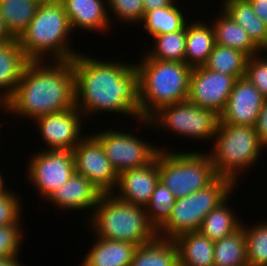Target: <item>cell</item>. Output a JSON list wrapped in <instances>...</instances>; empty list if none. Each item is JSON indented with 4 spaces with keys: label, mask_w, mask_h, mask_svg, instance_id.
<instances>
[{
    "label": "cell",
    "mask_w": 267,
    "mask_h": 266,
    "mask_svg": "<svg viewBox=\"0 0 267 266\" xmlns=\"http://www.w3.org/2000/svg\"><path fill=\"white\" fill-rule=\"evenodd\" d=\"M107 12L110 23L112 21L111 24L115 18L117 20L115 23L118 24L120 21L119 23L129 24V26L130 24L139 25L145 14L143 0H107Z\"/></svg>",
    "instance_id": "34"
},
{
    "label": "cell",
    "mask_w": 267,
    "mask_h": 266,
    "mask_svg": "<svg viewBox=\"0 0 267 266\" xmlns=\"http://www.w3.org/2000/svg\"><path fill=\"white\" fill-rule=\"evenodd\" d=\"M134 65L139 74L140 116L149 120L161 108L188 100L192 67L151 59L145 52Z\"/></svg>",
    "instance_id": "4"
},
{
    "label": "cell",
    "mask_w": 267,
    "mask_h": 266,
    "mask_svg": "<svg viewBox=\"0 0 267 266\" xmlns=\"http://www.w3.org/2000/svg\"><path fill=\"white\" fill-rule=\"evenodd\" d=\"M248 58L239 50L215 44L203 66L211 71L228 74L239 79L245 77Z\"/></svg>",
    "instance_id": "29"
},
{
    "label": "cell",
    "mask_w": 267,
    "mask_h": 266,
    "mask_svg": "<svg viewBox=\"0 0 267 266\" xmlns=\"http://www.w3.org/2000/svg\"><path fill=\"white\" fill-rule=\"evenodd\" d=\"M21 221L0 226V258L19 256L25 230L21 226L24 224Z\"/></svg>",
    "instance_id": "35"
},
{
    "label": "cell",
    "mask_w": 267,
    "mask_h": 266,
    "mask_svg": "<svg viewBox=\"0 0 267 266\" xmlns=\"http://www.w3.org/2000/svg\"><path fill=\"white\" fill-rule=\"evenodd\" d=\"M175 200L174 194L159 181L145 207L149 222L156 231L168 221Z\"/></svg>",
    "instance_id": "33"
},
{
    "label": "cell",
    "mask_w": 267,
    "mask_h": 266,
    "mask_svg": "<svg viewBox=\"0 0 267 266\" xmlns=\"http://www.w3.org/2000/svg\"><path fill=\"white\" fill-rule=\"evenodd\" d=\"M255 14L267 25V0H249Z\"/></svg>",
    "instance_id": "39"
},
{
    "label": "cell",
    "mask_w": 267,
    "mask_h": 266,
    "mask_svg": "<svg viewBox=\"0 0 267 266\" xmlns=\"http://www.w3.org/2000/svg\"><path fill=\"white\" fill-rule=\"evenodd\" d=\"M72 33L63 5L51 0L39 5L18 42L29 61H69L80 52L71 46Z\"/></svg>",
    "instance_id": "3"
},
{
    "label": "cell",
    "mask_w": 267,
    "mask_h": 266,
    "mask_svg": "<svg viewBox=\"0 0 267 266\" xmlns=\"http://www.w3.org/2000/svg\"><path fill=\"white\" fill-rule=\"evenodd\" d=\"M220 9L217 17H214V21L210 22L215 33V43L239 50L248 57L259 55L261 49L251 40L247 31L221 7Z\"/></svg>",
    "instance_id": "22"
},
{
    "label": "cell",
    "mask_w": 267,
    "mask_h": 266,
    "mask_svg": "<svg viewBox=\"0 0 267 266\" xmlns=\"http://www.w3.org/2000/svg\"><path fill=\"white\" fill-rule=\"evenodd\" d=\"M104 60L84 52L71 60L75 106L86 120L93 114L109 112L138 121L141 119L139 74L134 63Z\"/></svg>",
    "instance_id": "1"
},
{
    "label": "cell",
    "mask_w": 267,
    "mask_h": 266,
    "mask_svg": "<svg viewBox=\"0 0 267 266\" xmlns=\"http://www.w3.org/2000/svg\"><path fill=\"white\" fill-rule=\"evenodd\" d=\"M15 38L8 31L5 21L0 13V44L8 41H12Z\"/></svg>",
    "instance_id": "41"
},
{
    "label": "cell",
    "mask_w": 267,
    "mask_h": 266,
    "mask_svg": "<svg viewBox=\"0 0 267 266\" xmlns=\"http://www.w3.org/2000/svg\"><path fill=\"white\" fill-rule=\"evenodd\" d=\"M72 151L76 173L86 177L102 193H111L115 189L118 173L92 134L86 135Z\"/></svg>",
    "instance_id": "13"
},
{
    "label": "cell",
    "mask_w": 267,
    "mask_h": 266,
    "mask_svg": "<svg viewBox=\"0 0 267 266\" xmlns=\"http://www.w3.org/2000/svg\"><path fill=\"white\" fill-rule=\"evenodd\" d=\"M2 125H4L2 122L0 123V129H1V127H3ZM1 134V133H0ZM1 140V139H0Z\"/></svg>",
    "instance_id": "46"
},
{
    "label": "cell",
    "mask_w": 267,
    "mask_h": 266,
    "mask_svg": "<svg viewBox=\"0 0 267 266\" xmlns=\"http://www.w3.org/2000/svg\"><path fill=\"white\" fill-rule=\"evenodd\" d=\"M29 62L18 39L0 44V110L13 96ZM3 92V93H2Z\"/></svg>",
    "instance_id": "19"
},
{
    "label": "cell",
    "mask_w": 267,
    "mask_h": 266,
    "mask_svg": "<svg viewBox=\"0 0 267 266\" xmlns=\"http://www.w3.org/2000/svg\"><path fill=\"white\" fill-rule=\"evenodd\" d=\"M68 15L73 33L77 30L98 32L111 31L107 12V0H59ZM106 5V6H105ZM76 29V30H75ZM103 32V33H102Z\"/></svg>",
    "instance_id": "18"
},
{
    "label": "cell",
    "mask_w": 267,
    "mask_h": 266,
    "mask_svg": "<svg viewBox=\"0 0 267 266\" xmlns=\"http://www.w3.org/2000/svg\"><path fill=\"white\" fill-rule=\"evenodd\" d=\"M176 0H143L144 13L156 10L157 8H166L171 6Z\"/></svg>",
    "instance_id": "40"
},
{
    "label": "cell",
    "mask_w": 267,
    "mask_h": 266,
    "mask_svg": "<svg viewBox=\"0 0 267 266\" xmlns=\"http://www.w3.org/2000/svg\"><path fill=\"white\" fill-rule=\"evenodd\" d=\"M190 20L186 24L185 63L195 68L203 66L207 61L216 44L215 33L211 23L200 19Z\"/></svg>",
    "instance_id": "21"
},
{
    "label": "cell",
    "mask_w": 267,
    "mask_h": 266,
    "mask_svg": "<svg viewBox=\"0 0 267 266\" xmlns=\"http://www.w3.org/2000/svg\"><path fill=\"white\" fill-rule=\"evenodd\" d=\"M101 195L102 192L93 183L75 172L67 182L53 190L45 200L48 205L52 203L53 207L56 206L60 210L71 212L74 210L79 213L89 210L91 213L88 214L91 216Z\"/></svg>",
    "instance_id": "17"
},
{
    "label": "cell",
    "mask_w": 267,
    "mask_h": 266,
    "mask_svg": "<svg viewBox=\"0 0 267 266\" xmlns=\"http://www.w3.org/2000/svg\"><path fill=\"white\" fill-rule=\"evenodd\" d=\"M237 78L211 71L204 66L192 69L188 100L196 106L208 108L220 115Z\"/></svg>",
    "instance_id": "14"
},
{
    "label": "cell",
    "mask_w": 267,
    "mask_h": 266,
    "mask_svg": "<svg viewBox=\"0 0 267 266\" xmlns=\"http://www.w3.org/2000/svg\"><path fill=\"white\" fill-rule=\"evenodd\" d=\"M83 114L73 107L60 112L38 117L33 123L37 124L39 137L45 144L46 150H70L87 135L83 131ZM84 133V134H83Z\"/></svg>",
    "instance_id": "12"
},
{
    "label": "cell",
    "mask_w": 267,
    "mask_h": 266,
    "mask_svg": "<svg viewBox=\"0 0 267 266\" xmlns=\"http://www.w3.org/2000/svg\"><path fill=\"white\" fill-rule=\"evenodd\" d=\"M152 49L145 48V53L154 60L185 62L186 25L176 32L152 37ZM154 45V47H153Z\"/></svg>",
    "instance_id": "31"
},
{
    "label": "cell",
    "mask_w": 267,
    "mask_h": 266,
    "mask_svg": "<svg viewBox=\"0 0 267 266\" xmlns=\"http://www.w3.org/2000/svg\"><path fill=\"white\" fill-rule=\"evenodd\" d=\"M177 1L166 8H157L146 12L140 28L143 25V29L151 37L181 30L190 18L187 16L188 13H183L182 7H178L180 5L176 3Z\"/></svg>",
    "instance_id": "26"
},
{
    "label": "cell",
    "mask_w": 267,
    "mask_h": 266,
    "mask_svg": "<svg viewBox=\"0 0 267 266\" xmlns=\"http://www.w3.org/2000/svg\"><path fill=\"white\" fill-rule=\"evenodd\" d=\"M212 144L213 150L208 154L216 175L229 178L237 186L243 172L254 168L266 151L253 126L225 124L220 120Z\"/></svg>",
    "instance_id": "6"
},
{
    "label": "cell",
    "mask_w": 267,
    "mask_h": 266,
    "mask_svg": "<svg viewBox=\"0 0 267 266\" xmlns=\"http://www.w3.org/2000/svg\"><path fill=\"white\" fill-rule=\"evenodd\" d=\"M159 181L157 153L147 165L118 174L116 187L111 193L121 201L145 208Z\"/></svg>",
    "instance_id": "16"
},
{
    "label": "cell",
    "mask_w": 267,
    "mask_h": 266,
    "mask_svg": "<svg viewBox=\"0 0 267 266\" xmlns=\"http://www.w3.org/2000/svg\"><path fill=\"white\" fill-rule=\"evenodd\" d=\"M178 248L179 266H214V241L199 230L174 239Z\"/></svg>",
    "instance_id": "23"
},
{
    "label": "cell",
    "mask_w": 267,
    "mask_h": 266,
    "mask_svg": "<svg viewBox=\"0 0 267 266\" xmlns=\"http://www.w3.org/2000/svg\"><path fill=\"white\" fill-rule=\"evenodd\" d=\"M254 128L258 134L260 142L267 149V98L264 101Z\"/></svg>",
    "instance_id": "38"
},
{
    "label": "cell",
    "mask_w": 267,
    "mask_h": 266,
    "mask_svg": "<svg viewBox=\"0 0 267 266\" xmlns=\"http://www.w3.org/2000/svg\"><path fill=\"white\" fill-rule=\"evenodd\" d=\"M223 1V2H222ZM221 8L244 28L261 49L267 43V25L255 14L249 0H222Z\"/></svg>",
    "instance_id": "24"
},
{
    "label": "cell",
    "mask_w": 267,
    "mask_h": 266,
    "mask_svg": "<svg viewBox=\"0 0 267 266\" xmlns=\"http://www.w3.org/2000/svg\"><path fill=\"white\" fill-rule=\"evenodd\" d=\"M131 266H179L175 241L157 238L149 244L137 246Z\"/></svg>",
    "instance_id": "27"
},
{
    "label": "cell",
    "mask_w": 267,
    "mask_h": 266,
    "mask_svg": "<svg viewBox=\"0 0 267 266\" xmlns=\"http://www.w3.org/2000/svg\"><path fill=\"white\" fill-rule=\"evenodd\" d=\"M21 199L20 195L9 188L0 195V226L18 223L21 220L24 212Z\"/></svg>",
    "instance_id": "36"
},
{
    "label": "cell",
    "mask_w": 267,
    "mask_h": 266,
    "mask_svg": "<svg viewBox=\"0 0 267 266\" xmlns=\"http://www.w3.org/2000/svg\"><path fill=\"white\" fill-rule=\"evenodd\" d=\"M94 238L96 241L83 257L81 266H131L136 245L125 241Z\"/></svg>",
    "instance_id": "20"
},
{
    "label": "cell",
    "mask_w": 267,
    "mask_h": 266,
    "mask_svg": "<svg viewBox=\"0 0 267 266\" xmlns=\"http://www.w3.org/2000/svg\"><path fill=\"white\" fill-rule=\"evenodd\" d=\"M205 152L198 149L158 151L159 179L176 199L206 188L218 177L208 152Z\"/></svg>",
    "instance_id": "7"
},
{
    "label": "cell",
    "mask_w": 267,
    "mask_h": 266,
    "mask_svg": "<svg viewBox=\"0 0 267 266\" xmlns=\"http://www.w3.org/2000/svg\"><path fill=\"white\" fill-rule=\"evenodd\" d=\"M85 218L95 237L130 242L136 246L158 238L144 207L121 201L112 193H102L92 215Z\"/></svg>",
    "instance_id": "5"
},
{
    "label": "cell",
    "mask_w": 267,
    "mask_h": 266,
    "mask_svg": "<svg viewBox=\"0 0 267 266\" xmlns=\"http://www.w3.org/2000/svg\"><path fill=\"white\" fill-rule=\"evenodd\" d=\"M4 180L5 178L4 176L2 177V174L0 172V195L8 189L7 182L5 184Z\"/></svg>",
    "instance_id": "43"
},
{
    "label": "cell",
    "mask_w": 267,
    "mask_h": 266,
    "mask_svg": "<svg viewBox=\"0 0 267 266\" xmlns=\"http://www.w3.org/2000/svg\"><path fill=\"white\" fill-rule=\"evenodd\" d=\"M92 135L100 142L106 157L118 174L147 165L156 157L159 150L167 149L156 146L155 142L150 143L143 137L141 139L140 135L115 127L100 132L98 130L97 133L95 130Z\"/></svg>",
    "instance_id": "10"
},
{
    "label": "cell",
    "mask_w": 267,
    "mask_h": 266,
    "mask_svg": "<svg viewBox=\"0 0 267 266\" xmlns=\"http://www.w3.org/2000/svg\"><path fill=\"white\" fill-rule=\"evenodd\" d=\"M265 97L246 78L236 80L224 111L219 115L225 124L255 126Z\"/></svg>",
    "instance_id": "15"
},
{
    "label": "cell",
    "mask_w": 267,
    "mask_h": 266,
    "mask_svg": "<svg viewBox=\"0 0 267 266\" xmlns=\"http://www.w3.org/2000/svg\"><path fill=\"white\" fill-rule=\"evenodd\" d=\"M245 77L267 98V59L262 53L248 58Z\"/></svg>",
    "instance_id": "37"
},
{
    "label": "cell",
    "mask_w": 267,
    "mask_h": 266,
    "mask_svg": "<svg viewBox=\"0 0 267 266\" xmlns=\"http://www.w3.org/2000/svg\"><path fill=\"white\" fill-rule=\"evenodd\" d=\"M260 53H263L262 55L267 59V43L261 48Z\"/></svg>",
    "instance_id": "44"
},
{
    "label": "cell",
    "mask_w": 267,
    "mask_h": 266,
    "mask_svg": "<svg viewBox=\"0 0 267 266\" xmlns=\"http://www.w3.org/2000/svg\"><path fill=\"white\" fill-rule=\"evenodd\" d=\"M39 4L28 0H0V13L10 34L18 39L34 18Z\"/></svg>",
    "instance_id": "30"
},
{
    "label": "cell",
    "mask_w": 267,
    "mask_h": 266,
    "mask_svg": "<svg viewBox=\"0 0 267 266\" xmlns=\"http://www.w3.org/2000/svg\"><path fill=\"white\" fill-rule=\"evenodd\" d=\"M214 266H248L243 226L214 242Z\"/></svg>",
    "instance_id": "28"
},
{
    "label": "cell",
    "mask_w": 267,
    "mask_h": 266,
    "mask_svg": "<svg viewBox=\"0 0 267 266\" xmlns=\"http://www.w3.org/2000/svg\"><path fill=\"white\" fill-rule=\"evenodd\" d=\"M220 116L213 110L193 105L189 100L165 106L149 120L139 119L138 124L150 129L169 131L179 137L198 141L214 140Z\"/></svg>",
    "instance_id": "9"
},
{
    "label": "cell",
    "mask_w": 267,
    "mask_h": 266,
    "mask_svg": "<svg viewBox=\"0 0 267 266\" xmlns=\"http://www.w3.org/2000/svg\"><path fill=\"white\" fill-rule=\"evenodd\" d=\"M231 193L222 203L211 210L203 219L199 231L211 241L221 240L236 231L242 223L236 211L228 206Z\"/></svg>",
    "instance_id": "25"
},
{
    "label": "cell",
    "mask_w": 267,
    "mask_h": 266,
    "mask_svg": "<svg viewBox=\"0 0 267 266\" xmlns=\"http://www.w3.org/2000/svg\"><path fill=\"white\" fill-rule=\"evenodd\" d=\"M265 221V222H264ZM246 239L248 266L267 265V221L258 220V223H241Z\"/></svg>",
    "instance_id": "32"
},
{
    "label": "cell",
    "mask_w": 267,
    "mask_h": 266,
    "mask_svg": "<svg viewBox=\"0 0 267 266\" xmlns=\"http://www.w3.org/2000/svg\"><path fill=\"white\" fill-rule=\"evenodd\" d=\"M28 1H33V2H35V3L39 4V5H41V4H43V3H47V2H49V1H51V0H28Z\"/></svg>",
    "instance_id": "45"
},
{
    "label": "cell",
    "mask_w": 267,
    "mask_h": 266,
    "mask_svg": "<svg viewBox=\"0 0 267 266\" xmlns=\"http://www.w3.org/2000/svg\"><path fill=\"white\" fill-rule=\"evenodd\" d=\"M73 107L75 76L71 60L29 61L13 96L2 107V113L34 121Z\"/></svg>",
    "instance_id": "2"
},
{
    "label": "cell",
    "mask_w": 267,
    "mask_h": 266,
    "mask_svg": "<svg viewBox=\"0 0 267 266\" xmlns=\"http://www.w3.org/2000/svg\"><path fill=\"white\" fill-rule=\"evenodd\" d=\"M0 266H25V265L23 264V262L21 263L19 256H11L7 258H0Z\"/></svg>",
    "instance_id": "42"
},
{
    "label": "cell",
    "mask_w": 267,
    "mask_h": 266,
    "mask_svg": "<svg viewBox=\"0 0 267 266\" xmlns=\"http://www.w3.org/2000/svg\"><path fill=\"white\" fill-rule=\"evenodd\" d=\"M235 188L237 185L229 178L218 176L206 188L176 199L168 221L157 231L158 238L174 240L184 233L198 231L205 216L238 190Z\"/></svg>",
    "instance_id": "8"
},
{
    "label": "cell",
    "mask_w": 267,
    "mask_h": 266,
    "mask_svg": "<svg viewBox=\"0 0 267 266\" xmlns=\"http://www.w3.org/2000/svg\"><path fill=\"white\" fill-rule=\"evenodd\" d=\"M41 151V152H40ZM34 152L28 160L27 180L45 199L76 172L73 151L43 150Z\"/></svg>",
    "instance_id": "11"
}]
</instances>
